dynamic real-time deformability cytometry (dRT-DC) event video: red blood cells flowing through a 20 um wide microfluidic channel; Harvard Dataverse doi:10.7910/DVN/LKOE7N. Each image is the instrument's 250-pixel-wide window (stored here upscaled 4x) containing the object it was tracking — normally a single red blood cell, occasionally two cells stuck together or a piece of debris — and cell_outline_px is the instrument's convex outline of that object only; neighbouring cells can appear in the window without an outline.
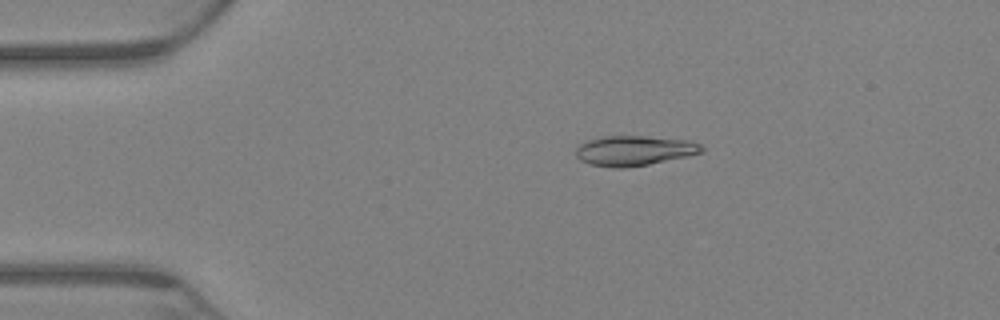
{"species": "Egyptian fruit bat (a non-hibernating species)", "species_latin": "Rousettus aegyptiacus", "temperature_condition": "warm", "stored_images_in_passage": 60, "camera_frame_rate_fps": 3000, "um_per_image_px": 0.085, "animal": {"sex": "female"}, "frame": {"image": 1, "passage_image": 4, "time_ms": 1.0, "image_size_px": [1000, 320], "cell_outline_px": [[704, 152], [648, 164], [624, 168], [612, 168], [588, 164], [580, 160], [576, 156], [576, 148], [580, 144], [588, 140], [604, 136], [644, 136], [688, 140], [700, 144], [704, 148]], "centroid_in_image_um": [53.88, 12.8], "position_along_channel_um": 31.1, "area_um2": 21.91}}
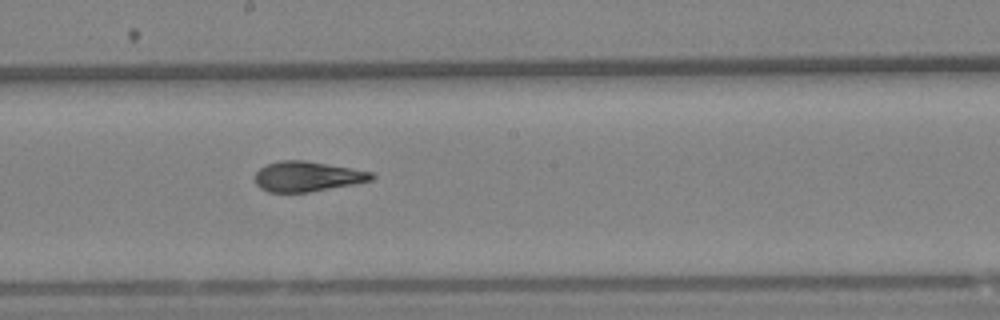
{"frame": {"image": 2, "passage_image": 29, "time_ms": 9.333, "image_size_px": [1000, 320], "cell_outline_px": [[376, 176], [372, 180], [352, 184], [308, 192], [268, 192], [260, 188], [256, 184], [252, 176], [260, 168], [268, 164], [280, 160], [304, 160], [372, 172]], "centroid_in_image_um": [26.06, 15.0], "position_along_channel_um": 222.1, "area_um2": 20.35}}
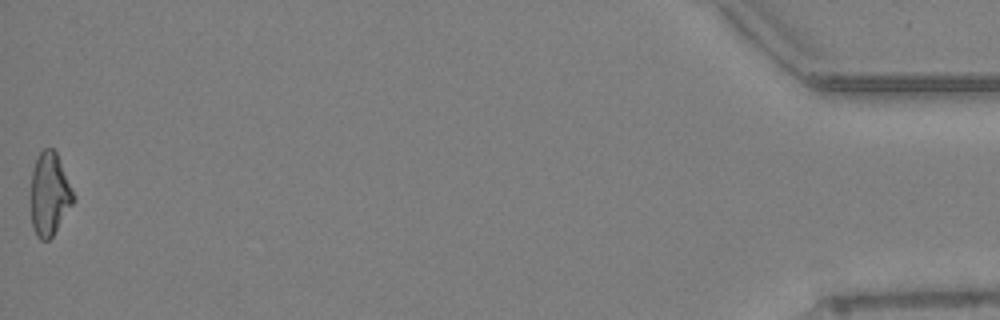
{"frame": {"image": 3, "passage_image": 60, "time_ms": 19.667, "image_size_px": [1000, 320], "cell_outline_px": [[76, 200], [52, 236], [48, 240], [40, 240], [36, 236], [32, 224], [32, 172], [36, 156], [44, 148], [52, 148], [56, 152], [76, 196]], "centroid_in_image_um": [4.23, 16.49], "position_along_channel_um": 431.0, "area_um2": 20.52}, "authors_computed_cell_mechanics": {"area_um2": 21.0681, "velocity_mm_per_s": 2.9599, "shape_relaxation_time_tau1_ms": null, "shape_relaxation_time_tau2_ms": 1.7367, "deformation_change_tau1": null, "deformation_change_tau2": 0.0678}}